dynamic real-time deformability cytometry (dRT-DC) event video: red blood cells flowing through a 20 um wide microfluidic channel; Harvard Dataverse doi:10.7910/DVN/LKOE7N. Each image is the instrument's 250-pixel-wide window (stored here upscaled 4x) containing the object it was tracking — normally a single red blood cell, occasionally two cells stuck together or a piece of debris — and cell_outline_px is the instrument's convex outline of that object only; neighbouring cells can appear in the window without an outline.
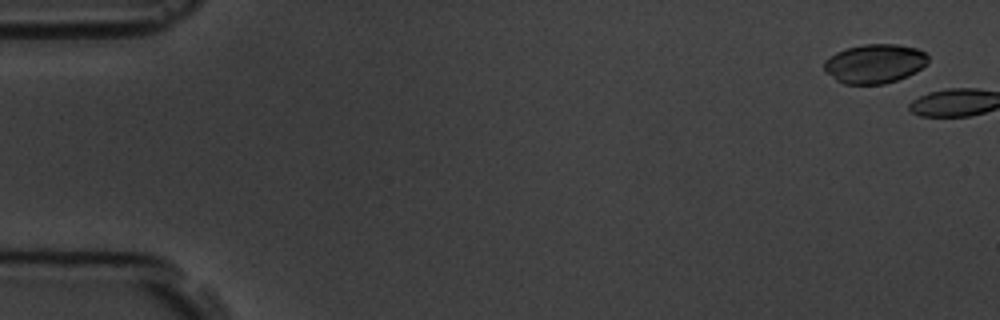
{"species": "common noctule bat (a hibernating species)", "species_latin": "Nyctalus noctula", "temperature_condition": "room temperature", "stored_images_in_passage": 16, "camera_frame_rate_fps": 3000, "um_per_image_px": 0.085, "animal": {"sex": "male", "body_mass_g": 19.5, "forearm_length_mm": 54.6}, "frame": {"image": 1, "passage_image": 1, "time_ms": 0.0, "image_size_px": [1000, 320], "cell_outline_px": [[928, 64], [916, 72], [908, 76], [884, 84], [844, 84], [836, 80], [824, 72], [824, 60], [836, 52], [848, 48], [864, 44], [896, 44], [916, 48], [924, 52], [928, 56]], "centroid_in_image_um": [74.34, 5.41], "position_along_channel_um": 10.7, "area_um2": 23.87}}
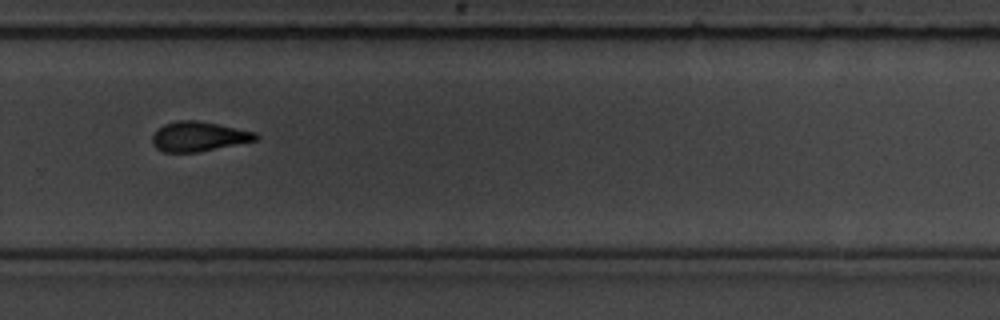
{"frame": {"image": 2, "passage_image": 12, "time_ms": 13.333, "image_size_px": [1000, 320], "cell_outline_px": [[260, 136], [256, 140], [196, 152], [164, 152], [156, 148], [152, 144], [152, 136], [156, 128], [164, 124], [176, 120], [200, 120], [256, 132]], "centroid_in_image_um": [16.84, 11.58], "position_along_channel_um": 313.0, "area_um2": 17.98}}
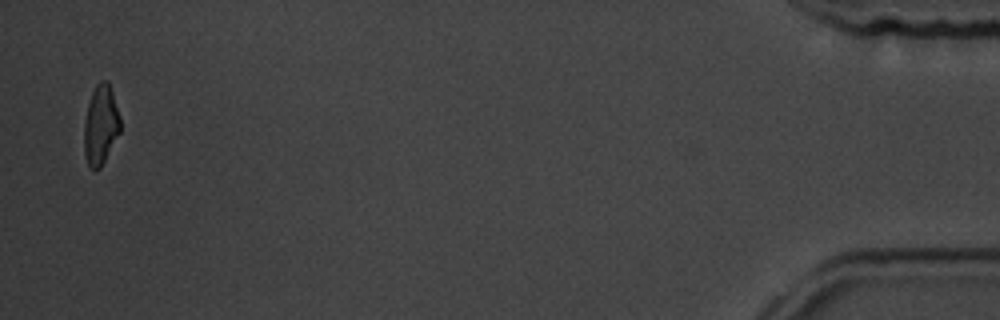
{"frame": {"image": 3, "passage_image": 16, "time_ms": 19.0, "image_size_px": [1000, 320], "cell_outline_px": [[120, 132], [100, 168], [96, 172], [88, 168], [84, 156], [84, 120], [88, 104], [92, 92], [96, 84], [100, 80], [108, 80], [120, 116]], "centroid_in_image_um": [8.54, 10.65], "position_along_channel_um": 426.7, "area_um2": 16.99}, "authors_computed_cell_mechanics": {"area_um2": 18.1781, "velocity_mm_per_s": 3.6053, "shape_relaxation_time_tau1_ms": 6.221, "shape_relaxation_time_tau2_ms": null, "deformation_change_tau1": 0.1852, "deformation_change_tau2": null}}